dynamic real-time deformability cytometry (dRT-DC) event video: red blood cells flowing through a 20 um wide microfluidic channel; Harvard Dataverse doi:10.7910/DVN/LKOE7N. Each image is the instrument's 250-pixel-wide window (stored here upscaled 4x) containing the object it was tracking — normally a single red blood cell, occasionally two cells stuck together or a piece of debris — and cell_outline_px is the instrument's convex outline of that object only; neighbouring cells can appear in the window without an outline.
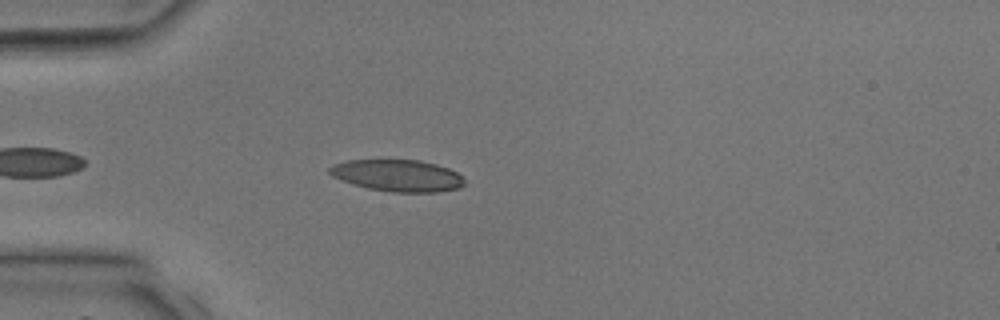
{"species": "common noctule bat (a hibernating species)", "species_latin": "Nyctalus noctula", "temperature_condition": "room temperature", "stored_images_in_passage": 27, "camera_frame_rate_fps": 3000, "um_per_image_px": 0.085, "animal": {"sex": "male", "body_mass_g": 17.9, "forearm_length_mm": 54.2}, "frame": {"image": 1, "passage_image": 4, "time_ms": 1.0, "image_size_px": [1000, 320], "cell_outline_px": [[464, 184], [460, 188], [436, 192], [392, 192], [368, 188], [352, 184], [340, 180], [332, 176], [328, 172], [328, 168], [332, 164], [348, 160], [420, 160], [436, 164], [448, 168], [456, 172], [464, 180]], "centroid_in_image_um": [33.76, 14.92], "position_along_channel_um": 51.2, "area_um2": 25.03}}